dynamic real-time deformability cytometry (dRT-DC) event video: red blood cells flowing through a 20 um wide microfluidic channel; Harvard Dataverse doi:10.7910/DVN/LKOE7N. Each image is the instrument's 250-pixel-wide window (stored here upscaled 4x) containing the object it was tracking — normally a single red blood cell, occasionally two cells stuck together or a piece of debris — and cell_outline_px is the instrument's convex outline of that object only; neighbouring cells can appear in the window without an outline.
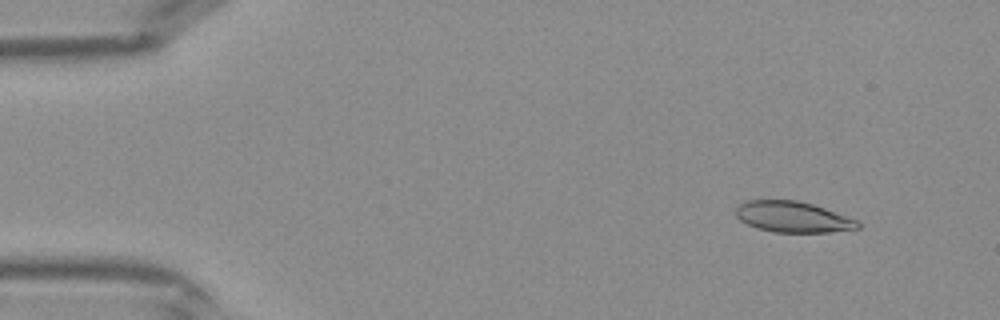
{"species": "Egyptian fruit bat (a non-hibernating species)", "species_latin": "Rousettus aegyptiacus", "temperature_condition": "warm", "stored_images_in_passage": 13, "camera_frame_rate_fps": 3000, "um_per_image_px": 0.085, "frame": {"image": 1, "passage_image": 4, "time_ms": 1.0, "image_size_px": [1000, 320], "cell_outline_px": [[860, 228], [828, 232], [772, 232], [756, 228], [740, 220], [736, 216], [736, 208], [740, 204], [748, 200], [796, 200], [812, 204], [824, 208], [856, 220], [860, 224]], "centroid_in_image_um": [67.36, 18.44], "position_along_channel_um": 17.6, "area_um2": 21.73}}
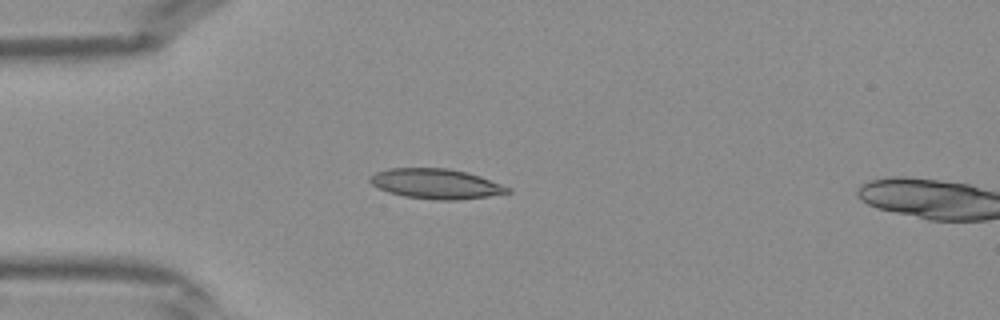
{"frame": {"image": 2, "passage_image": 11, "time_ms": 3.333, "image_size_px": [1000, 320], "cell_outline_px": [[512, 192], [488, 196], [456, 200], [436, 200], [404, 196], [388, 192], [372, 184], [368, 180], [376, 172], [388, 168], [448, 168], [468, 172], [480, 176], [512, 188]], "centroid_in_image_um": [37.09, 15.62], "position_along_channel_um": 47.9, "area_um2": 24.04}}